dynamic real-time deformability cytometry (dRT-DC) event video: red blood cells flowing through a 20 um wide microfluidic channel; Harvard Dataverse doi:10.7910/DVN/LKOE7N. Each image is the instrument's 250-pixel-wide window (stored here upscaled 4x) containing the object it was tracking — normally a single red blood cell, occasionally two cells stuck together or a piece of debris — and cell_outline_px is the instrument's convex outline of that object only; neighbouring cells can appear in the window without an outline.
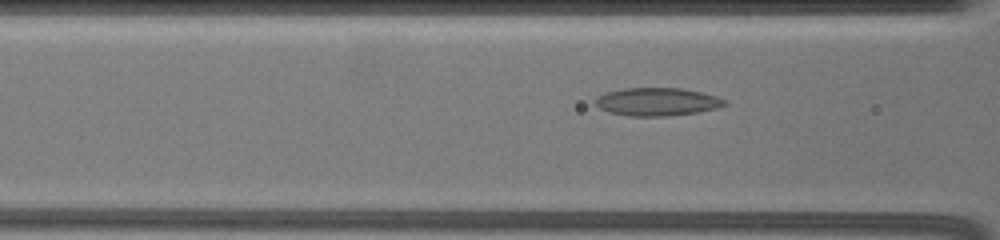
{"species": "common noctule bat (a hibernating species)", "species_latin": "Nyctalus noctula", "temperature_condition": "warm", "stored_images_in_passage": 29, "camera_frame_rate_fps": 3000, "um_per_image_px": 0.085, "animal": {"sex": "female", "body_mass_g": 19.5, "forearm_length_mm": 54.1}, "frame": {"image": 1, "passage_image": 7, "time_ms": 1.333, "image_size_px": [1000, 240], "cell_outline_px": [[728, 104], [716, 108], [696, 112], [668, 116], [628, 116], [608, 112], [600, 108], [592, 100], [596, 96], [608, 92], [624, 88], [680, 88], [700, 92], [716, 96], [724, 100]], "centroid_in_image_um": [55.8, 8.65], "position_along_channel_um": 110.8, "area_um2": 21.04}}
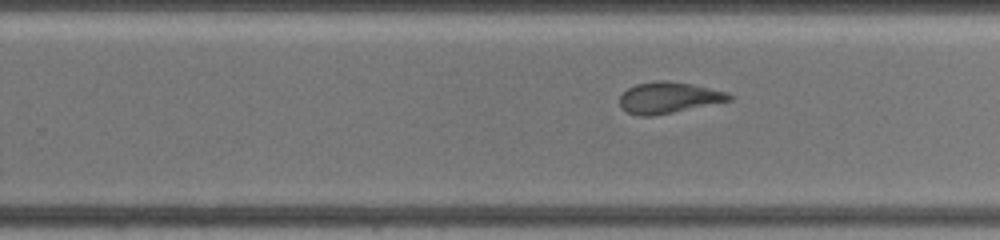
{"frame": {"image": 2, "passage_image": 20, "time_ms": 6.0, "image_size_px": [1000, 240], "cell_outline_px": [[732, 100], [652, 116], [640, 116], [628, 112], [620, 108], [620, 96], [628, 88], [636, 84], [656, 80], [664, 80], [692, 84], [728, 92], [732, 96]], "centroid_in_image_um": [56.82, 8.29], "position_along_channel_um": 273.0, "area_um2": 19.77}}
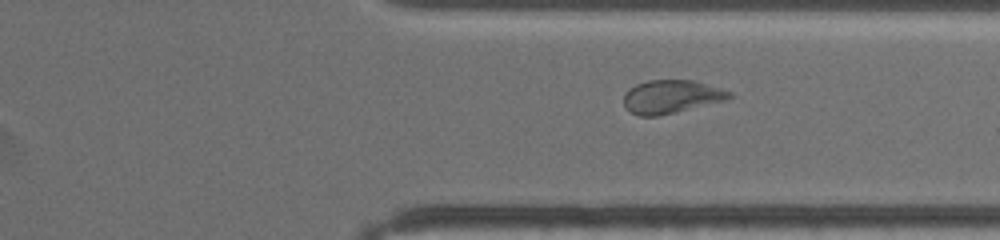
{"frame": {"image": 3, "passage_image": 26, "time_ms": 8.333, "image_size_px": [1000, 240], "cell_outline_px": [[736, 96], [728, 100], [660, 116], [636, 116], [628, 112], [624, 108], [624, 96], [628, 88], [636, 84], [648, 80], [692, 80], [720, 88], [732, 92]], "centroid_in_image_um": [57.06, 8.23], "position_along_channel_um": 354.3, "area_um2": 20.92}}